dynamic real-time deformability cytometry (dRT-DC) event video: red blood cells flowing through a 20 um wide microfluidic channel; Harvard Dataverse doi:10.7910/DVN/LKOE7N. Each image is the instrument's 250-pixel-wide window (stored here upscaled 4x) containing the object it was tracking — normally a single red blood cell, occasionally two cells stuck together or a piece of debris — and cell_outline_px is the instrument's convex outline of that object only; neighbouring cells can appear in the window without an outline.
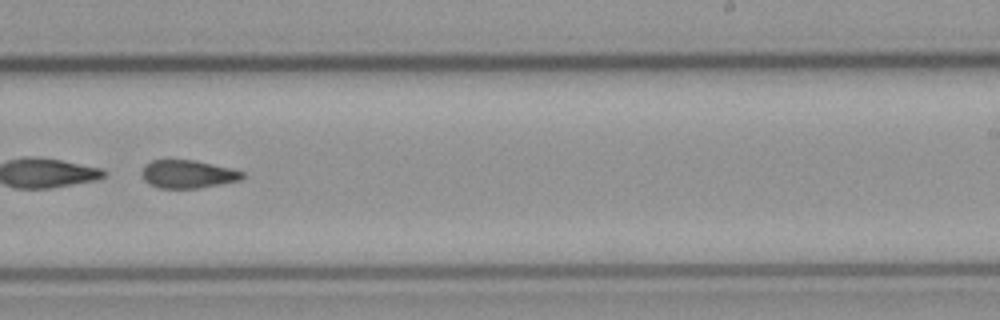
{"species": "common noctule bat (a hibernating species)", "species_latin": "Nyctalus noctula", "temperature_condition": "cold", "stored_images_in_passage": 54, "camera_frame_rate_fps": 3000, "um_per_image_px": 0.085, "animal": {"sex": "male", "body_mass_g": 23.1, "forearm_length_mm": 52.7}, "frame": {"image": 1, "passage_image": 34, "time_ms": 11.0, "image_size_px": [1000, 320], "cell_outline_px": [[244, 176], [240, 180], [224, 184], [200, 188], [160, 188], [148, 184], [140, 176], [144, 164], [152, 160], [196, 160], [232, 168], [244, 172]], "centroid_in_image_um": [15.96, 14.8], "position_along_channel_um": 273.0, "area_um2": 16.76}}